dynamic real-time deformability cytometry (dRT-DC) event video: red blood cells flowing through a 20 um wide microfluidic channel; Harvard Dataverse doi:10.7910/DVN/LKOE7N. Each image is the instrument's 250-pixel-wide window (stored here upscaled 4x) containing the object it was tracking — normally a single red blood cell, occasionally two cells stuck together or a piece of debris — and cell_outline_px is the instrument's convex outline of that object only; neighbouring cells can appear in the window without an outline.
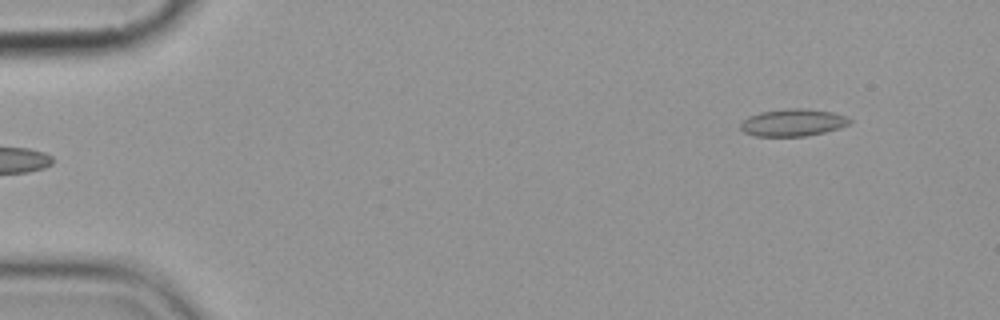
{"species": "common noctule bat (a hibernating species)", "species_latin": "Nyctalus noctula", "temperature_condition": "cold", "stored_images_in_passage": 5, "camera_frame_rate_fps": 3000, "um_per_image_px": 0.085, "animal": {"sex": "female", "body_mass_g": 19.9}, "frame": {"image": 1, "passage_image": 5, "time_ms": 4.667, "image_size_px": [1000, 320], "cell_outline_px": [[852, 120], [848, 124], [840, 128], [808, 136], [756, 136], [744, 132], [740, 128], [740, 124], [748, 116], [760, 112], [788, 108], [808, 108], [832, 112], [844, 116]], "centroid_in_image_um": [67.39, 10.41], "position_along_channel_um": 17.6, "area_um2": 17.34}}